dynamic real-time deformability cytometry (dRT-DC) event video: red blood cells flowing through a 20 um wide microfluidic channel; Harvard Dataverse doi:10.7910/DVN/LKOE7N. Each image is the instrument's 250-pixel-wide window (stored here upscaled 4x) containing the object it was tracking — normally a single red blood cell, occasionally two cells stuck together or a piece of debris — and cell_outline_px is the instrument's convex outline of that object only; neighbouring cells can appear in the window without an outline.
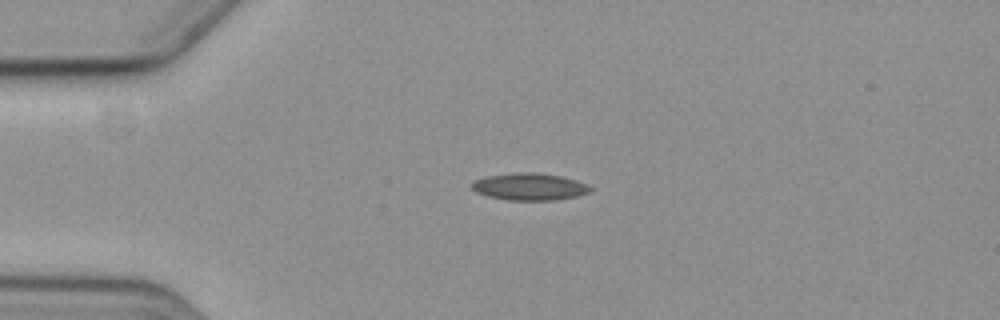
{"species": "common noctule bat (a hibernating species)", "species_latin": "Nyctalus noctula", "temperature_condition": "cold", "stored_images_in_passage": 3, "camera_frame_rate_fps": 3000, "um_per_image_px": 0.085, "animal": {"sex": "female", "body_mass_g": 19.3, "forearm_length_mm": 54.1}, "frame": {"image": 1, "passage_image": 1, "time_ms": 0.0, "image_size_px": [1000, 320], "cell_outline_px": [[592, 192], [576, 196], [556, 200], [508, 200], [488, 196], [476, 192], [472, 188], [472, 184], [476, 180], [488, 176], [516, 172], [536, 172], [560, 176], [576, 180], [588, 184], [592, 188]], "centroid_in_image_um": [45.06, 15.87], "position_along_channel_um": 39.9, "area_um2": 18.67}}
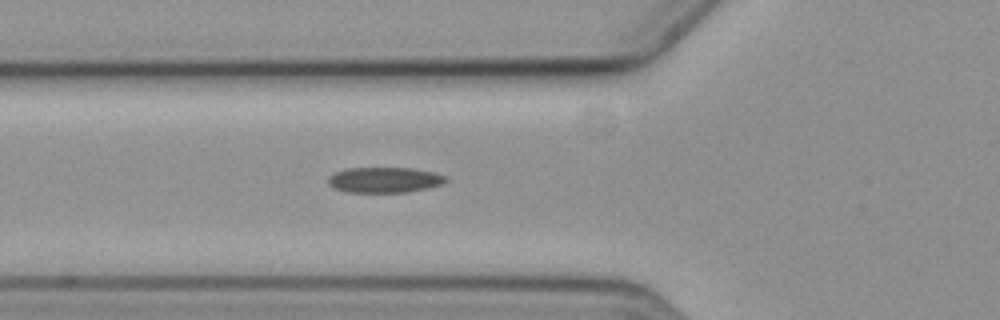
{"frame": {"image": 2, "passage_image": 3, "time_ms": 2.333, "image_size_px": [1000, 320], "cell_outline_px": [[448, 180], [444, 184], [428, 188], [408, 192], [348, 192], [336, 188], [328, 184], [328, 176], [336, 172], [348, 168], [412, 168], [432, 172], [448, 176]], "centroid_in_image_um": [32.73, 15.29], "position_along_channel_um": 93.1, "area_um2": 17.51}}